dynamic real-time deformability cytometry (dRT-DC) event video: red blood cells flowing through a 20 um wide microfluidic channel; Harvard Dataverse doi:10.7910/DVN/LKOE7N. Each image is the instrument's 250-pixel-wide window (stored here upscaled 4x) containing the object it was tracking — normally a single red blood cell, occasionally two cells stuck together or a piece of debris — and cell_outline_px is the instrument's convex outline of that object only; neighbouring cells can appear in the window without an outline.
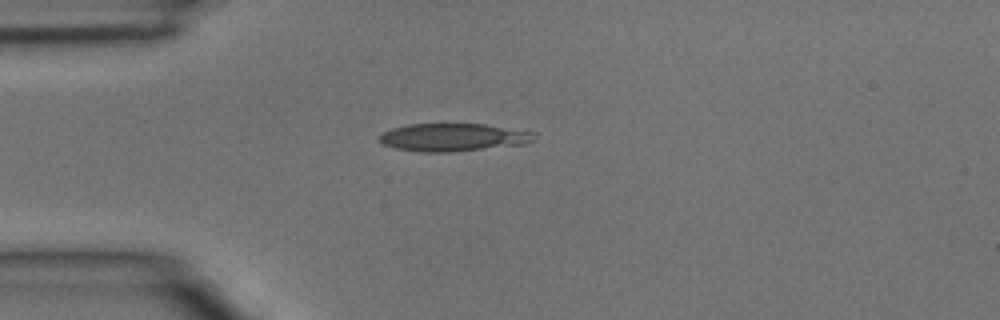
{"species": "common noctule bat (a hibernating species)", "species_latin": "Nyctalus noctula", "temperature_condition": "room temperature", "stored_images_in_passage": 2, "camera_frame_rate_fps": 3000, "um_per_image_px": 0.085, "animal": {"sex": "male", "body_mass_g": 15.6}, "frame": {"image": 1, "passage_image": 2, "time_ms": 0.333, "image_size_px": [1000, 320], "cell_outline_px": [[536, 132], [532, 140], [524, 144], [452, 152], [420, 152], [396, 148], [384, 144], [380, 140], [380, 136], [384, 132], [392, 128], [408, 124], [484, 124]], "centroid_in_image_um": [38.53, 11.67], "position_along_channel_um": 46.5, "area_um2": 24.91}}